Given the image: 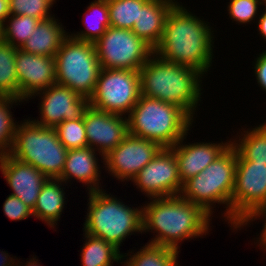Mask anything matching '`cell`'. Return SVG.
<instances>
[{"instance_id": "cell-1", "label": "cell", "mask_w": 266, "mask_h": 266, "mask_svg": "<svg viewBox=\"0 0 266 266\" xmlns=\"http://www.w3.org/2000/svg\"><path fill=\"white\" fill-rule=\"evenodd\" d=\"M179 2L169 12L154 53L167 62L192 67L203 76L214 59V31Z\"/></svg>"}, {"instance_id": "cell-2", "label": "cell", "mask_w": 266, "mask_h": 266, "mask_svg": "<svg viewBox=\"0 0 266 266\" xmlns=\"http://www.w3.org/2000/svg\"><path fill=\"white\" fill-rule=\"evenodd\" d=\"M143 207L142 232L156 233L148 243L180 250L182 241L208 234L212 216L180 195L151 198Z\"/></svg>"}, {"instance_id": "cell-3", "label": "cell", "mask_w": 266, "mask_h": 266, "mask_svg": "<svg viewBox=\"0 0 266 266\" xmlns=\"http://www.w3.org/2000/svg\"><path fill=\"white\" fill-rule=\"evenodd\" d=\"M141 95L183 109L193 120L201 102L203 75L192 67L167 62L153 53L139 70Z\"/></svg>"}, {"instance_id": "cell-4", "label": "cell", "mask_w": 266, "mask_h": 266, "mask_svg": "<svg viewBox=\"0 0 266 266\" xmlns=\"http://www.w3.org/2000/svg\"><path fill=\"white\" fill-rule=\"evenodd\" d=\"M129 134L171 148L181 140L194 120L180 107L140 96L127 117Z\"/></svg>"}, {"instance_id": "cell-5", "label": "cell", "mask_w": 266, "mask_h": 266, "mask_svg": "<svg viewBox=\"0 0 266 266\" xmlns=\"http://www.w3.org/2000/svg\"><path fill=\"white\" fill-rule=\"evenodd\" d=\"M106 190L88 192L84 233L101 238L120 251L128 236L142 234L143 207H129Z\"/></svg>"}, {"instance_id": "cell-6", "label": "cell", "mask_w": 266, "mask_h": 266, "mask_svg": "<svg viewBox=\"0 0 266 266\" xmlns=\"http://www.w3.org/2000/svg\"><path fill=\"white\" fill-rule=\"evenodd\" d=\"M237 168V151L231 144L217 159L197 176L183 183L180 196L190 203L201 206L209 215L214 214L216 203L226 205L222 213L231 225V198ZM214 205V207H213Z\"/></svg>"}, {"instance_id": "cell-7", "label": "cell", "mask_w": 266, "mask_h": 266, "mask_svg": "<svg viewBox=\"0 0 266 266\" xmlns=\"http://www.w3.org/2000/svg\"><path fill=\"white\" fill-rule=\"evenodd\" d=\"M67 153L68 149L59 141L55 128L42 127L29 118L17 124L9 155L34 166L48 179H58Z\"/></svg>"}, {"instance_id": "cell-8", "label": "cell", "mask_w": 266, "mask_h": 266, "mask_svg": "<svg viewBox=\"0 0 266 266\" xmlns=\"http://www.w3.org/2000/svg\"><path fill=\"white\" fill-rule=\"evenodd\" d=\"M54 60L56 83L89 99L95 91L101 69L94 43L68 36Z\"/></svg>"}, {"instance_id": "cell-9", "label": "cell", "mask_w": 266, "mask_h": 266, "mask_svg": "<svg viewBox=\"0 0 266 266\" xmlns=\"http://www.w3.org/2000/svg\"><path fill=\"white\" fill-rule=\"evenodd\" d=\"M141 96L139 71L101 68L89 105L127 116Z\"/></svg>"}, {"instance_id": "cell-10", "label": "cell", "mask_w": 266, "mask_h": 266, "mask_svg": "<svg viewBox=\"0 0 266 266\" xmlns=\"http://www.w3.org/2000/svg\"><path fill=\"white\" fill-rule=\"evenodd\" d=\"M101 68L139 71L154 49L130 29L109 26L94 43Z\"/></svg>"}, {"instance_id": "cell-11", "label": "cell", "mask_w": 266, "mask_h": 266, "mask_svg": "<svg viewBox=\"0 0 266 266\" xmlns=\"http://www.w3.org/2000/svg\"><path fill=\"white\" fill-rule=\"evenodd\" d=\"M266 201V164L237 161L231 198V229L235 232ZM238 228V229H237Z\"/></svg>"}, {"instance_id": "cell-12", "label": "cell", "mask_w": 266, "mask_h": 266, "mask_svg": "<svg viewBox=\"0 0 266 266\" xmlns=\"http://www.w3.org/2000/svg\"><path fill=\"white\" fill-rule=\"evenodd\" d=\"M131 181L149 199L180 195L183 187L177 159L170 148H162Z\"/></svg>"}, {"instance_id": "cell-13", "label": "cell", "mask_w": 266, "mask_h": 266, "mask_svg": "<svg viewBox=\"0 0 266 266\" xmlns=\"http://www.w3.org/2000/svg\"><path fill=\"white\" fill-rule=\"evenodd\" d=\"M162 149L153 141L128 134L104 157V170L121 182L131 181Z\"/></svg>"}, {"instance_id": "cell-14", "label": "cell", "mask_w": 266, "mask_h": 266, "mask_svg": "<svg viewBox=\"0 0 266 266\" xmlns=\"http://www.w3.org/2000/svg\"><path fill=\"white\" fill-rule=\"evenodd\" d=\"M40 97L39 117L31 119L42 127L55 128L63 121L83 117L84 111L89 106V99L81 96L69 87L57 83L41 90L30 98Z\"/></svg>"}, {"instance_id": "cell-15", "label": "cell", "mask_w": 266, "mask_h": 266, "mask_svg": "<svg viewBox=\"0 0 266 266\" xmlns=\"http://www.w3.org/2000/svg\"><path fill=\"white\" fill-rule=\"evenodd\" d=\"M88 146L98 152L101 160L129 134L127 117L95 109L91 105L83 114Z\"/></svg>"}, {"instance_id": "cell-16", "label": "cell", "mask_w": 266, "mask_h": 266, "mask_svg": "<svg viewBox=\"0 0 266 266\" xmlns=\"http://www.w3.org/2000/svg\"><path fill=\"white\" fill-rule=\"evenodd\" d=\"M18 99L29 101L37 92L56 83L54 57L40 56L17 48L15 58Z\"/></svg>"}, {"instance_id": "cell-17", "label": "cell", "mask_w": 266, "mask_h": 266, "mask_svg": "<svg viewBox=\"0 0 266 266\" xmlns=\"http://www.w3.org/2000/svg\"><path fill=\"white\" fill-rule=\"evenodd\" d=\"M0 171L12 189L11 194L19 197L33 210L40 190L48 178L34 166L23 163L9 154L0 157Z\"/></svg>"}, {"instance_id": "cell-18", "label": "cell", "mask_w": 266, "mask_h": 266, "mask_svg": "<svg viewBox=\"0 0 266 266\" xmlns=\"http://www.w3.org/2000/svg\"><path fill=\"white\" fill-rule=\"evenodd\" d=\"M186 135L170 149L177 159L180 180L182 184L191 177L197 176L209 164L214 162L230 145L228 142L213 143L194 142L185 144Z\"/></svg>"}, {"instance_id": "cell-19", "label": "cell", "mask_w": 266, "mask_h": 266, "mask_svg": "<svg viewBox=\"0 0 266 266\" xmlns=\"http://www.w3.org/2000/svg\"><path fill=\"white\" fill-rule=\"evenodd\" d=\"M97 155L96 150L89 146L68 150L63 172L58 179L68 184L74 178L83 186L85 184L89 192L102 190L100 187L101 170Z\"/></svg>"}, {"instance_id": "cell-20", "label": "cell", "mask_w": 266, "mask_h": 266, "mask_svg": "<svg viewBox=\"0 0 266 266\" xmlns=\"http://www.w3.org/2000/svg\"><path fill=\"white\" fill-rule=\"evenodd\" d=\"M177 3L176 0H148L139 9L133 33L155 49L161 41L167 16Z\"/></svg>"}, {"instance_id": "cell-21", "label": "cell", "mask_w": 266, "mask_h": 266, "mask_svg": "<svg viewBox=\"0 0 266 266\" xmlns=\"http://www.w3.org/2000/svg\"><path fill=\"white\" fill-rule=\"evenodd\" d=\"M68 36L69 32L64 30L63 24L54 16L39 21L33 34L20 49L40 56L54 57Z\"/></svg>"}, {"instance_id": "cell-22", "label": "cell", "mask_w": 266, "mask_h": 266, "mask_svg": "<svg viewBox=\"0 0 266 266\" xmlns=\"http://www.w3.org/2000/svg\"><path fill=\"white\" fill-rule=\"evenodd\" d=\"M62 185L67 184L60 179H47L40 190L37 203L33 209L34 217L41 219L51 228H55L57 225L62 215L64 204H66L65 187Z\"/></svg>"}, {"instance_id": "cell-23", "label": "cell", "mask_w": 266, "mask_h": 266, "mask_svg": "<svg viewBox=\"0 0 266 266\" xmlns=\"http://www.w3.org/2000/svg\"><path fill=\"white\" fill-rule=\"evenodd\" d=\"M242 131L231 141L237 151V161L266 164V121L245 131L243 128Z\"/></svg>"}, {"instance_id": "cell-24", "label": "cell", "mask_w": 266, "mask_h": 266, "mask_svg": "<svg viewBox=\"0 0 266 266\" xmlns=\"http://www.w3.org/2000/svg\"><path fill=\"white\" fill-rule=\"evenodd\" d=\"M146 244L135 253L134 250L133 253L128 251V253H125L126 255L122 253L123 262L120 264L123 266H179L177 259L180 251L148 242Z\"/></svg>"}, {"instance_id": "cell-25", "label": "cell", "mask_w": 266, "mask_h": 266, "mask_svg": "<svg viewBox=\"0 0 266 266\" xmlns=\"http://www.w3.org/2000/svg\"><path fill=\"white\" fill-rule=\"evenodd\" d=\"M85 243L81 250L82 266H112L122 262V253L112 244L87 233H83Z\"/></svg>"}, {"instance_id": "cell-26", "label": "cell", "mask_w": 266, "mask_h": 266, "mask_svg": "<svg viewBox=\"0 0 266 266\" xmlns=\"http://www.w3.org/2000/svg\"><path fill=\"white\" fill-rule=\"evenodd\" d=\"M86 10H88L85 11L88 13V15L87 13H85L86 16H84L85 18H83L82 20L84 26L87 25L84 28L85 30L82 29V31L80 30V32L73 34L69 33V36L79 41L95 43L110 26L108 2L107 0H94L90 3L89 6H87ZM91 14L94 16H92ZM89 15H91V18L97 15V17L94 18L95 21H92L91 19L92 22H90Z\"/></svg>"}, {"instance_id": "cell-27", "label": "cell", "mask_w": 266, "mask_h": 266, "mask_svg": "<svg viewBox=\"0 0 266 266\" xmlns=\"http://www.w3.org/2000/svg\"><path fill=\"white\" fill-rule=\"evenodd\" d=\"M16 53V47L2 40L0 41V96H10L18 99Z\"/></svg>"}, {"instance_id": "cell-28", "label": "cell", "mask_w": 266, "mask_h": 266, "mask_svg": "<svg viewBox=\"0 0 266 266\" xmlns=\"http://www.w3.org/2000/svg\"><path fill=\"white\" fill-rule=\"evenodd\" d=\"M39 19L26 15H10L2 25V38L13 47L21 48L33 34Z\"/></svg>"}, {"instance_id": "cell-29", "label": "cell", "mask_w": 266, "mask_h": 266, "mask_svg": "<svg viewBox=\"0 0 266 266\" xmlns=\"http://www.w3.org/2000/svg\"><path fill=\"white\" fill-rule=\"evenodd\" d=\"M148 0H107L110 26L132 30L138 21L139 9Z\"/></svg>"}, {"instance_id": "cell-30", "label": "cell", "mask_w": 266, "mask_h": 266, "mask_svg": "<svg viewBox=\"0 0 266 266\" xmlns=\"http://www.w3.org/2000/svg\"><path fill=\"white\" fill-rule=\"evenodd\" d=\"M18 102L24 101L10 96H0V157L9 154L13 144L19 121H15L10 110L13 108V104L17 103L16 105H18Z\"/></svg>"}, {"instance_id": "cell-31", "label": "cell", "mask_w": 266, "mask_h": 266, "mask_svg": "<svg viewBox=\"0 0 266 266\" xmlns=\"http://www.w3.org/2000/svg\"><path fill=\"white\" fill-rule=\"evenodd\" d=\"M55 130L59 141L68 150L88 146L83 117L63 121L55 127Z\"/></svg>"}, {"instance_id": "cell-32", "label": "cell", "mask_w": 266, "mask_h": 266, "mask_svg": "<svg viewBox=\"0 0 266 266\" xmlns=\"http://www.w3.org/2000/svg\"><path fill=\"white\" fill-rule=\"evenodd\" d=\"M55 0H8L10 15H26L41 20L54 17L51 14Z\"/></svg>"}, {"instance_id": "cell-33", "label": "cell", "mask_w": 266, "mask_h": 266, "mask_svg": "<svg viewBox=\"0 0 266 266\" xmlns=\"http://www.w3.org/2000/svg\"><path fill=\"white\" fill-rule=\"evenodd\" d=\"M259 6H262L260 0H230L227 7L229 18L241 25L250 24L258 19Z\"/></svg>"}, {"instance_id": "cell-34", "label": "cell", "mask_w": 266, "mask_h": 266, "mask_svg": "<svg viewBox=\"0 0 266 266\" xmlns=\"http://www.w3.org/2000/svg\"><path fill=\"white\" fill-rule=\"evenodd\" d=\"M4 214L12 221L24 220L33 215V210L24 204L19 197L10 194L3 204Z\"/></svg>"}, {"instance_id": "cell-35", "label": "cell", "mask_w": 266, "mask_h": 266, "mask_svg": "<svg viewBox=\"0 0 266 266\" xmlns=\"http://www.w3.org/2000/svg\"><path fill=\"white\" fill-rule=\"evenodd\" d=\"M260 218H263V222L265 223L263 225L262 231L260 232V236L257 238V242L255 244L258 243L259 245L256 246H260V248L262 247L261 249L266 251V201L248 217V219L239 227V230L244 228L245 225V227H247L248 224L250 225L252 221H255L257 219L260 220Z\"/></svg>"}, {"instance_id": "cell-36", "label": "cell", "mask_w": 266, "mask_h": 266, "mask_svg": "<svg viewBox=\"0 0 266 266\" xmlns=\"http://www.w3.org/2000/svg\"><path fill=\"white\" fill-rule=\"evenodd\" d=\"M259 56V57H258ZM255 58V63L253 69L254 75L256 77L258 85L262 88L263 91L266 93V50L258 55Z\"/></svg>"}, {"instance_id": "cell-37", "label": "cell", "mask_w": 266, "mask_h": 266, "mask_svg": "<svg viewBox=\"0 0 266 266\" xmlns=\"http://www.w3.org/2000/svg\"><path fill=\"white\" fill-rule=\"evenodd\" d=\"M264 11H261L262 13H259L258 19L256 20V23H258V34L262 36L261 38H264L266 41V8H262Z\"/></svg>"}, {"instance_id": "cell-38", "label": "cell", "mask_w": 266, "mask_h": 266, "mask_svg": "<svg viewBox=\"0 0 266 266\" xmlns=\"http://www.w3.org/2000/svg\"><path fill=\"white\" fill-rule=\"evenodd\" d=\"M17 262L16 259H13V256L10 257V255H8V252L6 253V251H1L0 249V266H21L19 263L20 260L18 261V258Z\"/></svg>"}, {"instance_id": "cell-39", "label": "cell", "mask_w": 266, "mask_h": 266, "mask_svg": "<svg viewBox=\"0 0 266 266\" xmlns=\"http://www.w3.org/2000/svg\"><path fill=\"white\" fill-rule=\"evenodd\" d=\"M9 16L8 0H0V24L3 25Z\"/></svg>"}, {"instance_id": "cell-40", "label": "cell", "mask_w": 266, "mask_h": 266, "mask_svg": "<svg viewBox=\"0 0 266 266\" xmlns=\"http://www.w3.org/2000/svg\"><path fill=\"white\" fill-rule=\"evenodd\" d=\"M38 259H36V257L33 256V258H30L29 261H27L26 263H24L25 266H41V264H39V262H37ZM22 265V266H24Z\"/></svg>"}, {"instance_id": "cell-41", "label": "cell", "mask_w": 266, "mask_h": 266, "mask_svg": "<svg viewBox=\"0 0 266 266\" xmlns=\"http://www.w3.org/2000/svg\"><path fill=\"white\" fill-rule=\"evenodd\" d=\"M261 1V5L262 7H265L266 8V0H260ZM264 5V6H263Z\"/></svg>"}, {"instance_id": "cell-42", "label": "cell", "mask_w": 266, "mask_h": 266, "mask_svg": "<svg viewBox=\"0 0 266 266\" xmlns=\"http://www.w3.org/2000/svg\"><path fill=\"white\" fill-rule=\"evenodd\" d=\"M1 38H2V25L0 24V41H1Z\"/></svg>"}]
</instances>
